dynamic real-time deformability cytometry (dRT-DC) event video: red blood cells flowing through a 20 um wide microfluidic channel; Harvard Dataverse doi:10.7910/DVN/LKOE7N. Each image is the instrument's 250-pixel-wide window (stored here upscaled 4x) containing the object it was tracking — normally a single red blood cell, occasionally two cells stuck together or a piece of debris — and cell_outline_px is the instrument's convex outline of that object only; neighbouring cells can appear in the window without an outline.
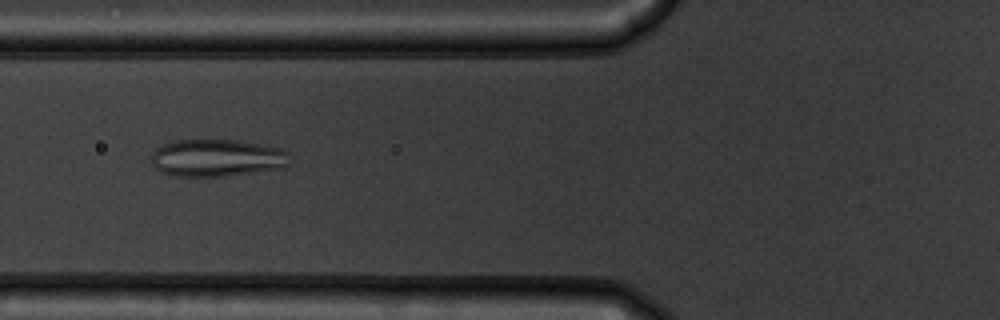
{"species": "common noctule bat (a hibernating species)", "species_latin": "Nyctalus noctula", "temperature_condition": "warm", "stored_images_in_passage": 42, "camera_frame_rate_fps": 3000, "um_per_image_px": 0.085, "animal": {"sex": "male", "body_mass_g": 19.5, "forearm_length_mm": 54.6}, "frame": {"image": 1, "passage_image": 9, "time_ms": 2.667, "image_size_px": [1000, 320], "cell_outline_px": [[288, 164], [284, 168], [256, 172], [224, 176], [176, 176], [164, 172], [156, 168], [152, 164], [152, 152], [156, 148], [164, 144], [176, 140], [236, 140], [260, 144], [280, 148], [288, 152]], "centroid_in_image_um": [18.45, 13.42], "position_along_channel_um": 107.3, "area_um2": 30.0}}
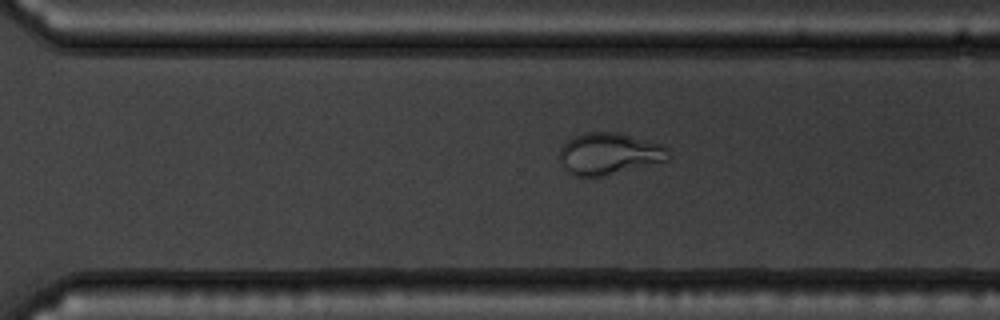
{"frame": {"image": 2, "passage_image": 26, "time_ms": 8.333, "image_size_px": [1000, 320], "cell_outline_px": [[668, 160], [604, 176], [576, 176], [568, 172], [564, 168], [560, 160], [560, 148], [568, 140], [584, 132], [616, 132], [660, 144], [668, 148]], "centroid_in_image_um": [51.75, 13.07], "position_along_channel_um": 318.9, "area_um2": 26.13}}
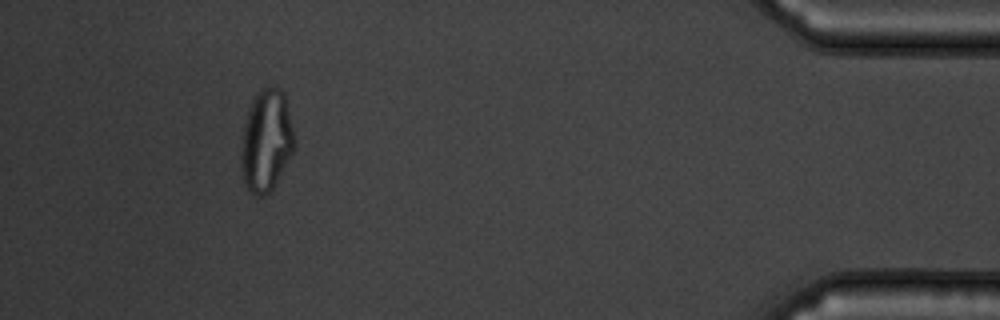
{"frame": {"image": 3, "passage_image": 38, "time_ms": 12.333, "image_size_px": [1000, 320], "cell_outline_px": [[296, 140], [292, 152], [272, 188], [264, 196], [256, 196], [244, 184], [240, 168], [240, 160], [244, 124], [252, 100], [260, 88], [268, 84], [272, 84], [280, 88], [284, 92]], "centroid_in_image_um": [22.63, 11.9], "position_along_channel_um": 412.6, "area_um2": 31.73}, "authors_computed_cell_mechanics": {"area_um2": 29.5936, "velocity_mm_per_s": 3.758, "shape_relaxation_time_tau1_ms": 5.2862, "shape_relaxation_time_tau2_ms": null, "deformation_change_tau1": 0.1584, "deformation_change_tau2": null}}